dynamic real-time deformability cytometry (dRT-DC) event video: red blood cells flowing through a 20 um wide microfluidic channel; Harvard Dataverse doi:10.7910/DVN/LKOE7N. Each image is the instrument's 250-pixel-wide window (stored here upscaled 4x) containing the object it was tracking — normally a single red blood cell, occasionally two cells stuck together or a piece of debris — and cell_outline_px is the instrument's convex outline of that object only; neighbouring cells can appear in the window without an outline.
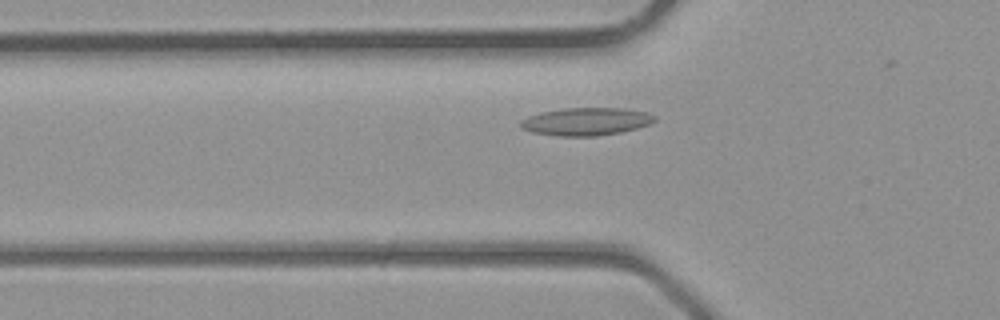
{"species": "common noctule bat (a hibernating species)", "species_latin": "Nyctalus noctula", "temperature_condition": "room temperature", "stored_images_in_passage": 10, "camera_frame_rate_fps": 3000, "um_per_image_px": 0.085, "animal": {"sex": "male", "body_mass_g": 23.1, "forearm_length_mm": 52.7}, "frame": {"image": 1, "passage_image": 7, "time_ms": 2.0, "image_size_px": [1000, 320], "cell_outline_px": [[656, 120], [648, 124], [636, 128], [620, 132], [596, 136], [560, 136], [532, 132], [520, 128], [520, 120], [528, 116], [540, 112], [564, 108], [624, 108], [648, 112], [656, 116]], "centroid_in_image_um": [49.8, 10.32], "position_along_channel_um": 76.0, "area_um2": 21.73}}
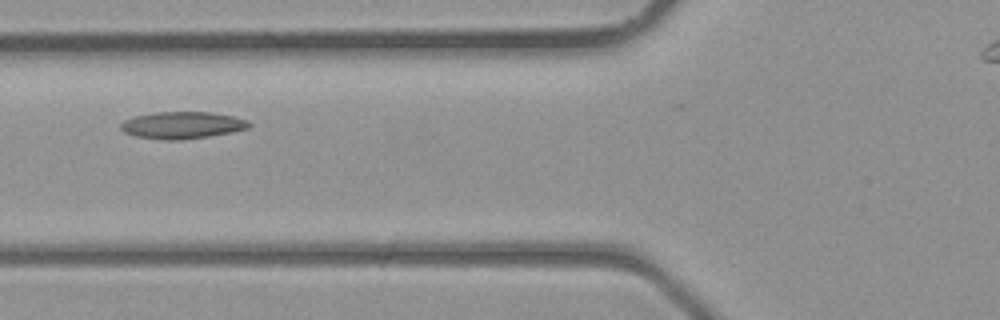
{"frame": {"image": 2, "passage_image": 9, "time_ms": 2.667, "image_size_px": [1000, 320], "cell_outline_px": [[252, 124], [248, 128], [232, 132], [208, 136], [180, 140], [164, 140], [136, 136], [124, 132], [120, 128], [120, 124], [124, 120], [136, 116], [156, 112], [212, 112], [232, 116], [248, 120]], "centroid_in_image_um": [15.5, 10.64], "position_along_channel_um": 110.3, "area_um2": 20.11}}